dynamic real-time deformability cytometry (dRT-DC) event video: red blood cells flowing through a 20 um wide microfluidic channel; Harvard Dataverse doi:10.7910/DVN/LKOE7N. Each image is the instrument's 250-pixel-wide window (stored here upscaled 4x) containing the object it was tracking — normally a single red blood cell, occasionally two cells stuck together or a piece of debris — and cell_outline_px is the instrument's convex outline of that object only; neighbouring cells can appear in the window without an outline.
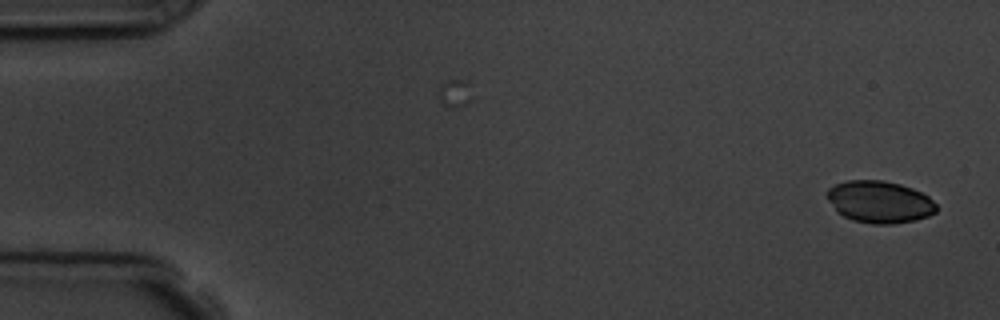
{"species": "common noctule bat (a hibernating species)", "species_latin": "Nyctalus noctula", "temperature_condition": "room temperature", "stored_images_in_passage": 3, "camera_frame_rate_fps": 3000, "um_per_image_px": 0.085, "animal": {"sex": "male", "body_mass_g": 19.5, "forearm_length_mm": 54.6}, "frame": {"image": 1, "passage_image": 3, "time_ms": 2.0, "image_size_px": [1000, 320], "cell_outline_px": [[936, 212], [928, 216], [916, 220], [892, 224], [872, 224], [852, 220], [836, 212], [828, 200], [824, 192], [828, 188], [836, 184], [848, 180], [884, 180], [900, 184], [912, 188], [928, 196], [936, 204]], "centroid_in_image_um": [74.73, 17.16], "position_along_channel_um": 10.3, "area_um2": 26.99}}